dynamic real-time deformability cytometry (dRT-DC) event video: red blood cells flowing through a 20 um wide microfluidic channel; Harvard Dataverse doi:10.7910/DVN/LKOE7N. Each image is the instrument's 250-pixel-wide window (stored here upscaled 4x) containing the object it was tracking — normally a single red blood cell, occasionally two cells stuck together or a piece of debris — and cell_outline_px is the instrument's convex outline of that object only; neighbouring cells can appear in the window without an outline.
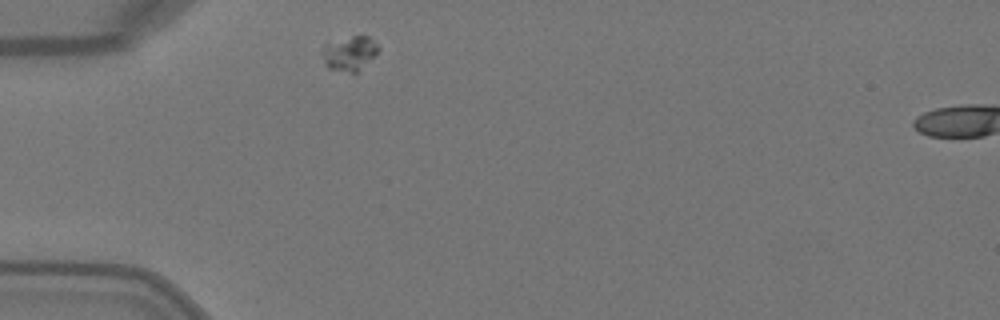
{"species": "Egyptian fruit bat (a non-hibernating species)", "species_latin": "Rousettus aegyptiacus", "temperature_condition": "warm", "stored_images_in_passage": 2, "segment_of_instrument_passage": [1, 2], "camera_frame_rate_fps": 3000, "um_per_image_px": 0.085, "animal": {"sex": "female"}, "frame": {"image": 1, "passage_image": 1, "time_ms": 0.0, "image_size_px": [1000, 320], "cell_outline_px": [[380, 48], [376, 56], [356, 72], [352, 72], [328, 68], [324, 64], [324, 44], [352, 36], [368, 36]], "centroid_in_image_um": [29.75, 4.53], "position_along_channel_um": 55.3, "area_um2": 10.98}}